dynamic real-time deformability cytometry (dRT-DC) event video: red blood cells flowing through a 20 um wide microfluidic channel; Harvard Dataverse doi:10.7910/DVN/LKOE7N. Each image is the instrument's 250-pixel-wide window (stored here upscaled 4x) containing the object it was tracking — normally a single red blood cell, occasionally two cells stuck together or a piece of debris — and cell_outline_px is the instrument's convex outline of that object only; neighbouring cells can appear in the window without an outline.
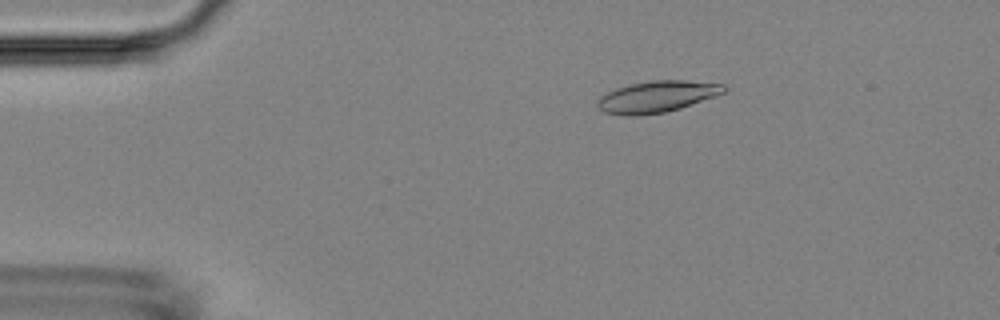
{"species": "Egyptian fruit bat (a non-hibernating species)", "species_latin": "Rousettus aegyptiacus", "temperature_condition": "room temperature", "stored_images_in_passage": 55, "camera_frame_rate_fps": 3000, "um_per_image_px": 0.085, "animal": {"sex": "female"}, "frame": {"image": 1, "passage_image": 10, "time_ms": 3.0, "image_size_px": [1000, 320], "cell_outline_px": [[728, 88], [724, 92], [716, 96], [680, 108], [664, 112], [640, 116], [624, 116], [604, 112], [596, 104], [596, 100], [600, 96], [616, 88], [628, 84], [652, 80], [684, 80], [724, 84]], "centroid_in_image_um": [55.82, 8.21], "position_along_channel_um": 29.2, "area_um2": 23.35}}
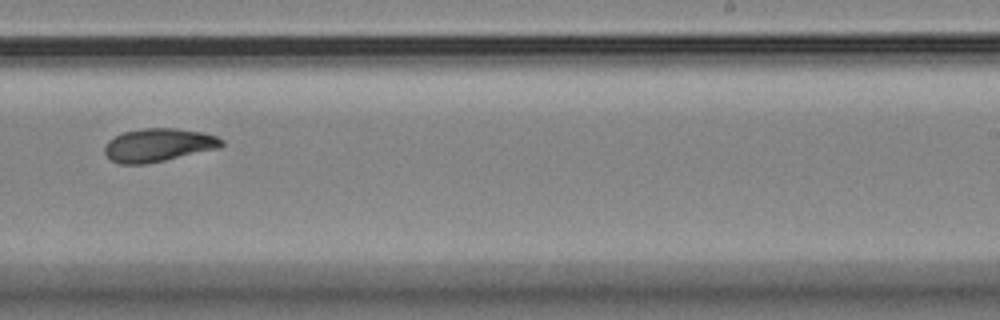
{"frame": {"image": 2, "passage_image": 35, "time_ms": 11.333, "image_size_px": [1000, 320], "cell_outline_px": [[224, 144], [220, 148], [164, 160], [144, 164], [120, 164], [112, 160], [104, 152], [104, 144], [108, 140], [124, 132], [144, 128], [176, 128], [200, 132], [216, 136], [224, 140]], "centroid_in_image_um": [13.46, 12.33], "position_along_channel_um": 275.5, "area_um2": 22.54}}
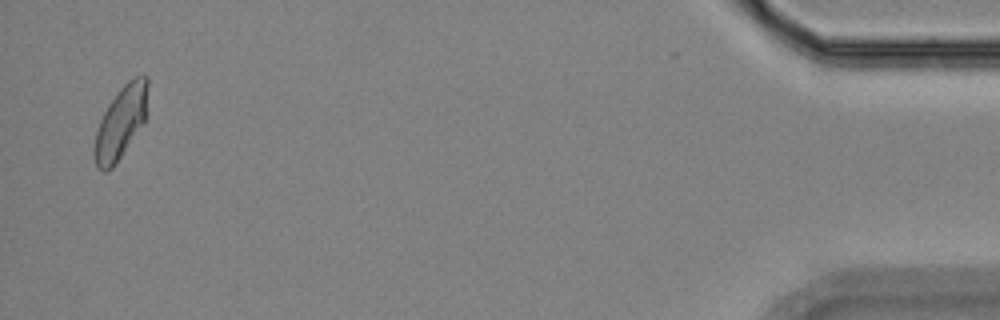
{"frame": {"image": 3, "passage_image": 54, "time_ms": 17.667, "image_size_px": [1000, 320], "cell_outline_px": [[148, 116], [144, 124], [116, 164], [112, 168], [104, 172], [96, 164], [96, 132], [100, 120], [108, 104], [120, 88], [132, 76], [148, 76]], "centroid_in_image_um": [10.35, 10.34], "position_along_channel_um": 424.8, "area_um2": 22.6}, "authors_computed_cell_mechanics": {"area_um2": 22.542, "velocity_mm_per_s": 3.6314, "shape_relaxation_time_tau1_ms": 6.237, "shape_relaxation_time_tau2_ms": 3.5732, "deformation_change_tau1": 0.1538, "deformation_change_tau2": 0.0771}}